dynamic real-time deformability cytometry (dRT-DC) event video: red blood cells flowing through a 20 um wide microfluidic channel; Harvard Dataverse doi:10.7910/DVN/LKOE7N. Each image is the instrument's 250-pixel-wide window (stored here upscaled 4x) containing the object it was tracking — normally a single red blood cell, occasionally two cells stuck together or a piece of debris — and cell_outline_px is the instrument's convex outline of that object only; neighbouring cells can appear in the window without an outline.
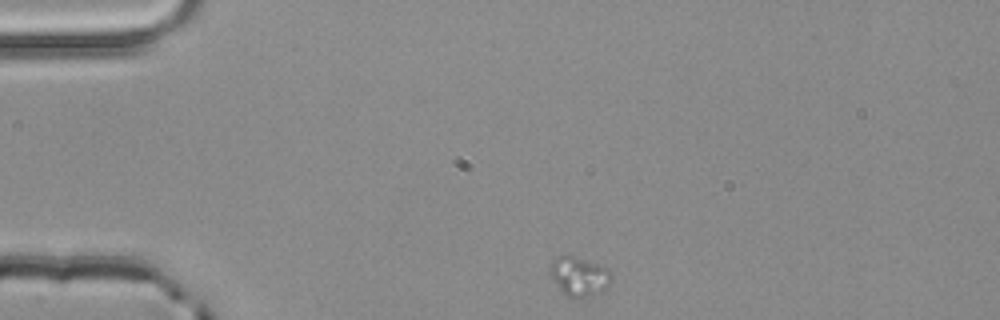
{"species": "common noctule bat (a hibernating species)", "species_latin": "Nyctalus noctula", "temperature_condition": "room temperature", "stored_images_in_passage": 2, "camera_frame_rate_fps": 3000, "um_per_image_px": 0.085, "animal": {"sex": "male", "body_mass_g": 20.4}, "frame": {"image": 1, "passage_image": 1, "time_ms": 0.0, "image_size_px": [1000, 320], "cell_outline_px": [[612, 280], [608, 288], [600, 292], [580, 300], [572, 300], [564, 296], [556, 284], [548, 268], [552, 260], [556, 256], [572, 256], [604, 264], [612, 272]], "centroid_in_image_um": [49.26, 23.52], "position_along_channel_um": 35.7, "area_um2": 14.74}}